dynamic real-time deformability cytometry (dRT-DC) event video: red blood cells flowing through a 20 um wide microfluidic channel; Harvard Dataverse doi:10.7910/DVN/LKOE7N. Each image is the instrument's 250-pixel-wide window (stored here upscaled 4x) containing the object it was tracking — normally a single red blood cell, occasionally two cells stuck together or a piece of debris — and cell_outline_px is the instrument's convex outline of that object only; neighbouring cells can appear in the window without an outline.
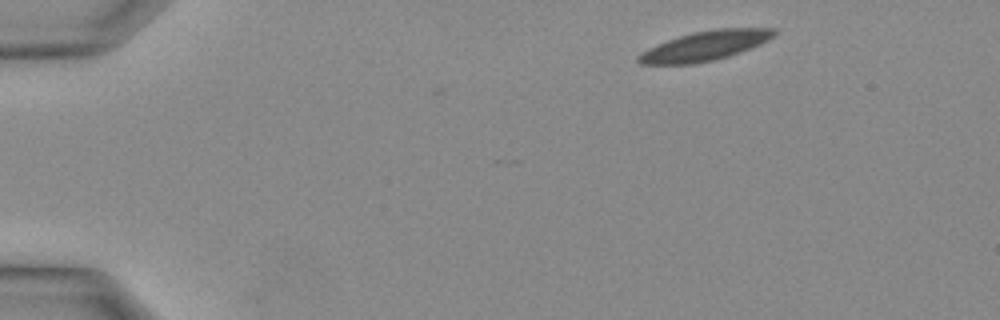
{"species": "Egyptian fruit bat (a non-hibernating species)", "species_latin": "Rousettus aegyptiacus", "temperature_condition": "warm", "stored_images_in_passage": 30, "camera_frame_rate_fps": 3000, "um_per_image_px": 0.085, "animal": {"sex": "female"}, "frame": {"image": 1, "passage_image": 1, "time_ms": 0.0, "image_size_px": [1000, 320], "cell_outline_px": [[776, 36], [760, 44], [740, 52], [716, 60], [692, 64], [640, 64], [636, 60], [636, 56], [648, 48], [668, 40], [680, 36], [696, 32], [720, 28], [776, 28]], "centroid_in_image_um": [59.94, 3.9], "position_along_channel_um": 25.1, "area_um2": 23.24}}
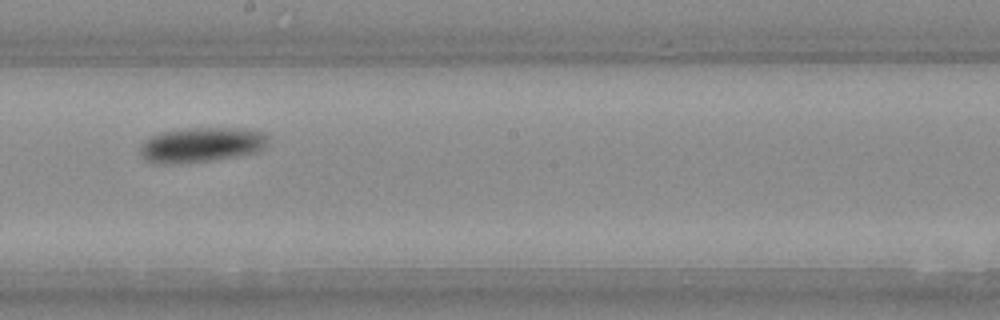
{"frame": {"image": 2, "passage_image": 16, "time_ms": 5.0, "image_size_px": [1000, 320], "cell_outline_px": [[268, 140], [264, 148], [256, 152], [208, 160], [172, 164], [160, 164], [148, 160], [140, 152], [140, 148], [144, 140], [160, 132], [180, 128], [244, 128], [264, 132], [268, 136]], "centroid_in_image_um": [17.12, 12.28], "position_along_channel_um": 231.1, "area_um2": 25.84}}
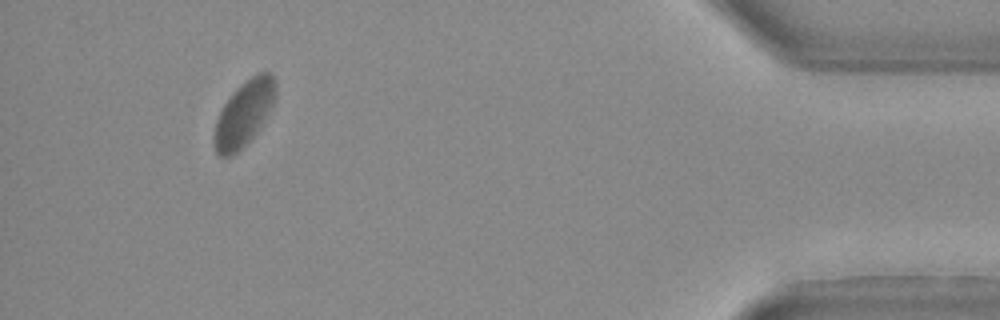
{"frame": {"image": 3, "passage_image": 28, "time_ms": 9.0, "image_size_px": [1000, 320], "cell_outline_px": [[276, 96], [272, 108], [256, 132], [232, 156], [220, 156], [216, 152], [216, 120], [224, 104], [236, 88], [240, 84], [252, 76], [260, 72], [272, 72], [276, 84]], "centroid_in_image_um": [20.79, 9.58], "position_along_channel_um": 414.4, "area_um2": 22.77}}